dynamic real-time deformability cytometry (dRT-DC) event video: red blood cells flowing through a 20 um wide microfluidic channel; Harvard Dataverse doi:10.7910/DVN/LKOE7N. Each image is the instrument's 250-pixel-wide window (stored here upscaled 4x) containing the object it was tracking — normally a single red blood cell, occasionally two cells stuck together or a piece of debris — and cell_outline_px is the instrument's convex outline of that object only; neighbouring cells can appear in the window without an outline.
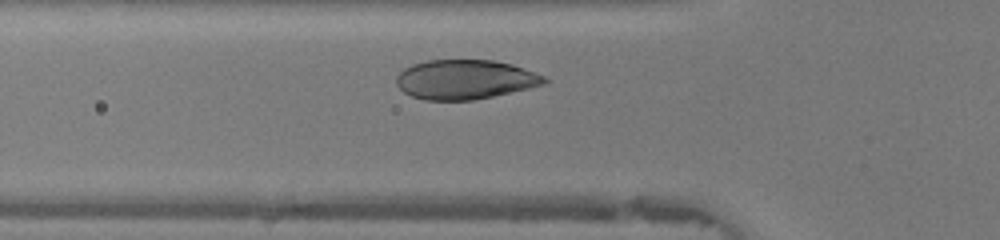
{"species": "human", "species_latin": "Homo sapiens", "temperature_condition": "warm", "stored_images_in_passage": 27, "camera_frame_rate_fps": 3000, "um_per_image_px": 0.085, "donor": {"sex": "female"}, "frame": {"image": 1, "passage_image": 6, "time_ms": 1.667, "image_size_px": [1000, 240], "cell_outline_px": [[548, 84], [532, 88], [472, 100], [424, 100], [412, 96], [404, 92], [396, 84], [396, 76], [404, 68], [412, 64], [428, 60], [492, 60], [512, 64], [524, 68], [544, 76], [548, 80]], "centroid_in_image_um": [39.55, 6.76], "position_along_channel_um": 86.2, "area_um2": 34.16}}
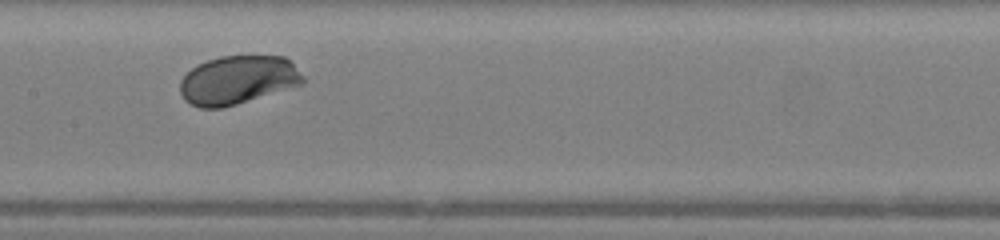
{"frame": {"image": 2, "passage_image": 13, "time_ms": 4.0, "image_size_px": [1000, 240], "cell_outline_px": [[304, 84], [236, 104], [220, 108], [200, 108], [184, 100], [180, 92], [180, 80], [196, 64], [220, 56], [284, 56], [304, 76]], "centroid_in_image_um": [20.2, 6.8], "position_along_channel_um": 187.2, "area_um2": 34.68}}
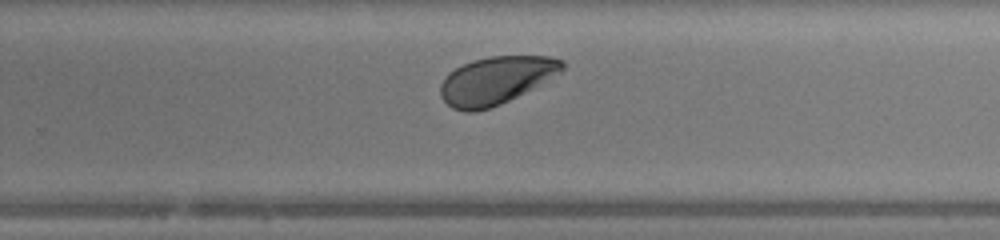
{"frame": {"image": 3, "passage_image": 20, "time_ms": 6.333, "image_size_px": [1000, 240], "cell_outline_px": [[564, 68], [560, 72], [532, 88], [500, 104], [476, 112], [464, 112], [452, 108], [440, 96], [440, 84], [448, 72], [472, 60], [492, 56], [548, 56], [564, 60]], "centroid_in_image_um": [42.12, 6.83], "position_along_channel_um": 287.7, "area_um2": 33.52}, "authors_computed_cell_mechanics": {"area_um2": 34.5066, "velocity_mm_per_s": 4.3183, "shape_relaxation_time_tau1_ms": 0.8925, "shape_relaxation_time_tau2_ms": null, "deformation_change_tau1": 0.1044, "deformation_change_tau2": null}}